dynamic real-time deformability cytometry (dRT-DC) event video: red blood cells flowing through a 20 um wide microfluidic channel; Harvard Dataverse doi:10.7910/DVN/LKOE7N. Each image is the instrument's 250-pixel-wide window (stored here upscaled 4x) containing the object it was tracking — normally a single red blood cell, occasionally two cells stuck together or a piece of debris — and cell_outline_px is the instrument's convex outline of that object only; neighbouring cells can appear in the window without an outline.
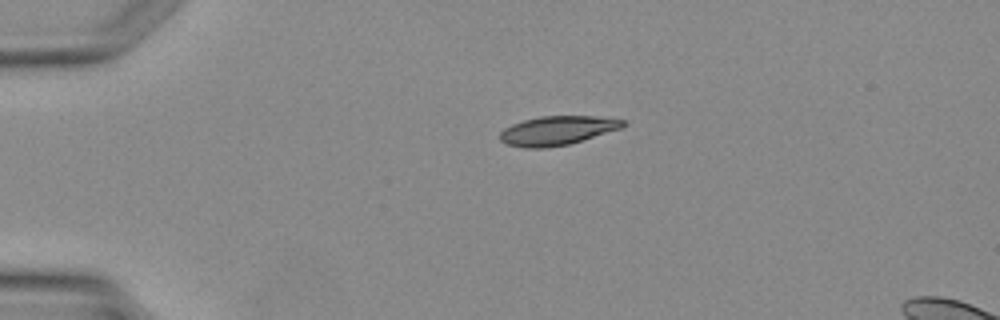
{"species": "Egyptian fruit bat (a non-hibernating species)", "species_latin": "Rousettus aegyptiacus", "temperature_condition": "warm", "stored_images_in_passage": 3, "segment_of_instrument_passage": [1, 2], "camera_frame_rate_fps": 3000, "um_per_image_px": 0.085, "animal": {"sex": "female"}, "frame": {"image": 1, "passage_image": 1, "time_ms": 0.0, "image_size_px": [1000, 320], "cell_outline_px": [[628, 124], [624, 128], [568, 144], [544, 148], [524, 148], [504, 144], [500, 140], [500, 132], [504, 128], [512, 124], [524, 120], [540, 116], [592, 116], [624, 120]], "centroid_in_image_um": [47.37, 11.1], "position_along_channel_um": 37.6, "area_um2": 20.92}}